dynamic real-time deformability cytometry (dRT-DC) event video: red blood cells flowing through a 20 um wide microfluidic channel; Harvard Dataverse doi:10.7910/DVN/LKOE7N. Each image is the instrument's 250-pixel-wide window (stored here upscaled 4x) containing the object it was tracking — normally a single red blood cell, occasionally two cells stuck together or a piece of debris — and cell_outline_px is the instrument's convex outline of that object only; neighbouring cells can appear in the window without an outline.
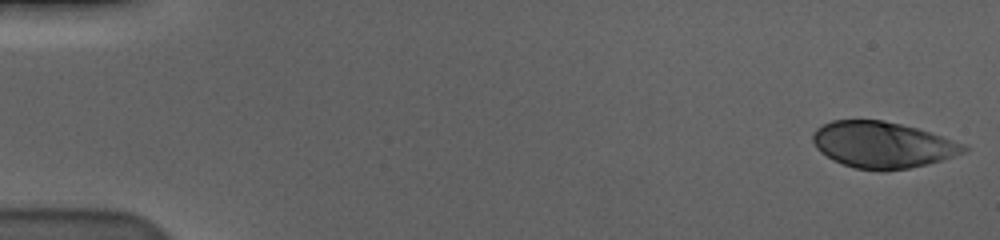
{"species": "human", "species_latin": "Homo sapiens", "temperature_condition": "cold", "stored_images_in_passage": 57, "camera_frame_rate_fps": 3000, "um_per_image_px": 0.085, "donor": {"sex": "male"}, "frame": {"image": 1, "passage_image": 1, "time_ms": 0.0, "image_size_px": [1000, 240], "cell_outline_px": [[968, 148], [964, 152], [928, 164], [908, 168], [884, 172], [856, 168], [832, 160], [820, 152], [816, 148], [812, 140], [812, 132], [816, 128], [832, 120], [884, 120], [916, 128], [964, 144]], "centroid_in_image_um": [74.95, 12.32], "position_along_channel_um": 10.1, "area_um2": 40.52}}
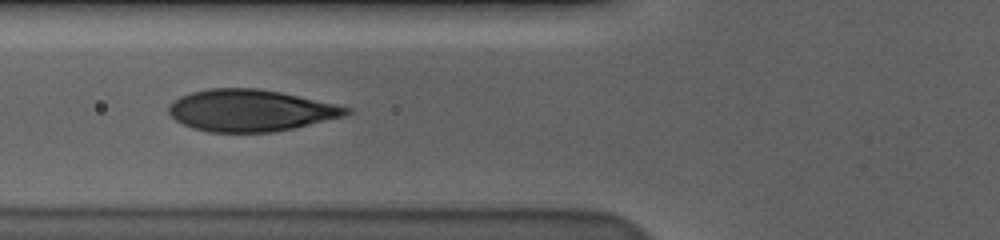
{"frame": {"image": 2, "passage_image": 22, "time_ms": 7.0, "image_size_px": [1000, 240], "cell_outline_px": [[352, 112], [348, 116], [292, 128], [272, 132], [208, 132], [192, 128], [176, 120], [168, 112], [168, 104], [180, 96], [192, 92], [208, 88], [256, 88], [280, 92], [352, 108]], "centroid_in_image_um": [21.29, 9.39], "position_along_channel_um": 104.5, "area_um2": 43.18}}
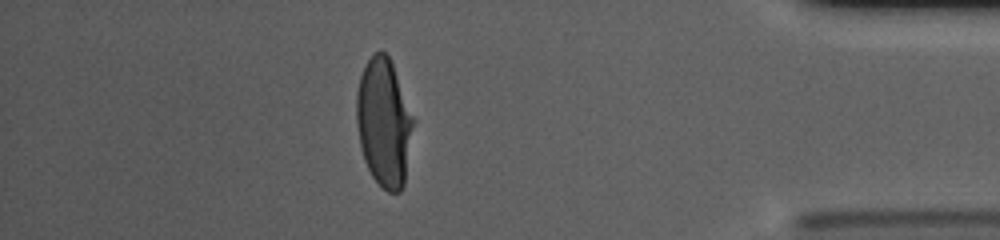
{"frame": {"image": 3, "passage_image": 50, "time_ms": 16.333, "image_size_px": [1000, 240], "cell_outline_px": [[416, 120], [404, 184], [400, 192], [388, 192], [372, 176], [364, 160], [360, 148], [356, 124], [356, 92], [360, 76], [368, 60], [376, 52], [384, 52], [388, 56], [392, 64]], "centroid_in_image_um": [32.65, 10.44], "position_along_channel_um": 402.5, "area_um2": 42.77}, "authors_computed_cell_mechanics": {"area_um2": 43.2344, "velocity_mm_per_s": 3.5952, "shape_relaxation_time_tau1_ms": 3.3555, "shape_relaxation_time_tau2_ms": null, "deformation_change_tau1": 0.191, "deformation_change_tau2": null}}